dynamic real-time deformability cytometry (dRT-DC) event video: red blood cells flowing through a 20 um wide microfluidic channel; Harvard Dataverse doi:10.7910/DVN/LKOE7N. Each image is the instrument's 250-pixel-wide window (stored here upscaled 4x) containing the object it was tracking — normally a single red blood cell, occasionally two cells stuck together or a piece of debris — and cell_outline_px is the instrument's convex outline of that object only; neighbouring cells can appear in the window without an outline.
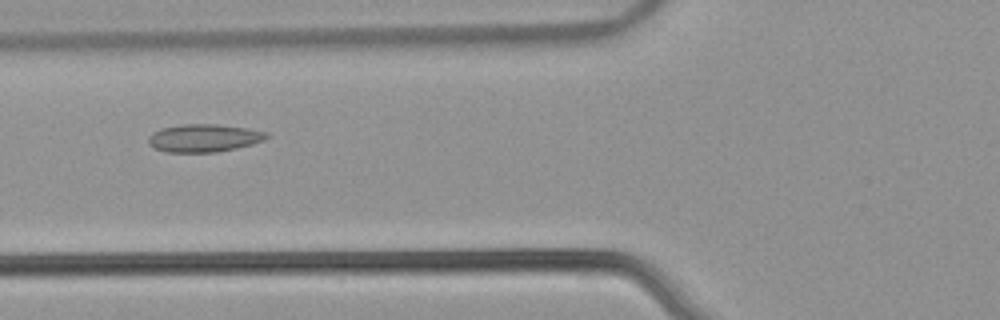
{"species": "common noctule bat (a hibernating species)", "species_latin": "Nyctalus noctula", "temperature_condition": "warm", "stored_images_in_passage": 34, "camera_frame_rate_fps": 3000, "um_per_image_px": 0.085, "animal": {"sex": "male", "body_mass_g": 21.5, "forearm_length_mm": 52.0}, "frame": {"image": 1, "passage_image": 7, "time_ms": 2.0, "image_size_px": [1000, 320], "cell_outline_px": [[272, 136], [264, 140], [252, 144], [236, 148], [216, 152], [164, 152], [152, 148], [148, 144], [148, 136], [152, 132], [160, 128], [180, 124], [216, 124], [248, 128], [268, 132]], "centroid_in_image_um": [17.32, 11.73], "position_along_channel_um": 108.5, "area_um2": 19.54}}
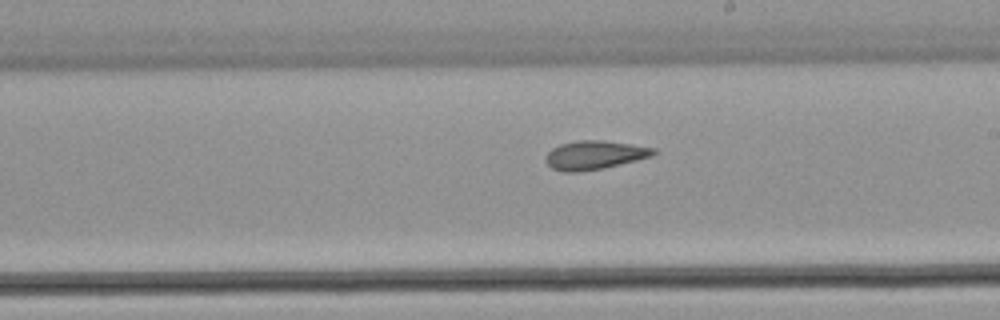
{"frame": {"image": 2, "passage_image": 17, "time_ms": 5.333, "image_size_px": [1000, 320], "cell_outline_px": [[660, 152], [652, 156], [604, 168], [576, 172], [564, 172], [552, 168], [544, 160], [544, 156], [552, 148], [560, 144], [576, 140], [604, 140], [656, 148]], "centroid_in_image_um": [50.54, 13.17], "position_along_channel_um": 238.5, "area_um2": 18.21}}
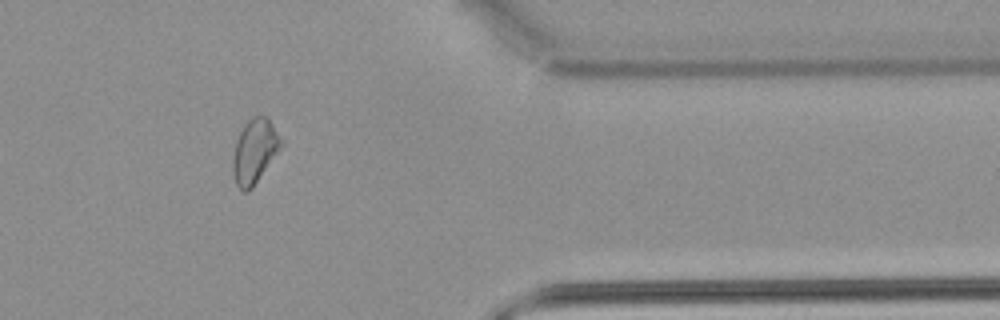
{"frame": {"image": 3, "passage_image": 30, "time_ms": 9.667, "image_size_px": [1000, 320], "cell_outline_px": [[284, 144], [252, 188], [248, 192], [244, 192], [236, 184], [232, 172], [232, 156], [236, 140], [244, 124], [252, 116], [268, 116], [284, 140]], "centroid_in_image_um": [21.66, 12.82], "position_along_channel_um": 389.7, "area_um2": 18.38}, "authors_computed_cell_mechanics": {"area_um2": 18.0914, "velocity_mm_per_s": 3.9036, "shape_relaxation_time_tau1_ms": null, "shape_relaxation_time_tau2_ms": 2.6581, "deformation_change_tau1": null, "deformation_change_tau2": 0.0917}}